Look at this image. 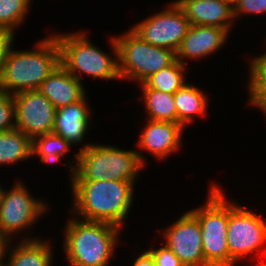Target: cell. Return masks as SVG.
Returning <instances> with one entry per match:
<instances>
[{"label": "cell", "mask_w": 266, "mask_h": 266, "mask_svg": "<svg viewBox=\"0 0 266 266\" xmlns=\"http://www.w3.org/2000/svg\"><path fill=\"white\" fill-rule=\"evenodd\" d=\"M137 181L73 180L69 213L88 220L116 225L124 230L132 213ZM135 188V189H134ZM73 202V203H72Z\"/></svg>", "instance_id": "1"}, {"label": "cell", "mask_w": 266, "mask_h": 266, "mask_svg": "<svg viewBox=\"0 0 266 266\" xmlns=\"http://www.w3.org/2000/svg\"><path fill=\"white\" fill-rule=\"evenodd\" d=\"M64 225L63 253L68 266H109L124 230L116 225L70 215ZM116 248V249H115Z\"/></svg>", "instance_id": "2"}, {"label": "cell", "mask_w": 266, "mask_h": 266, "mask_svg": "<svg viewBox=\"0 0 266 266\" xmlns=\"http://www.w3.org/2000/svg\"><path fill=\"white\" fill-rule=\"evenodd\" d=\"M60 64V47L53 34L37 41L34 49L9 50L0 78V92L15 95L38 90Z\"/></svg>", "instance_id": "3"}, {"label": "cell", "mask_w": 266, "mask_h": 266, "mask_svg": "<svg viewBox=\"0 0 266 266\" xmlns=\"http://www.w3.org/2000/svg\"><path fill=\"white\" fill-rule=\"evenodd\" d=\"M52 33L60 47V64L82 82L86 76L105 81H119L118 48L114 35L110 38V53L90 40L86 30ZM113 54V55H112ZM86 75V76H84Z\"/></svg>", "instance_id": "4"}, {"label": "cell", "mask_w": 266, "mask_h": 266, "mask_svg": "<svg viewBox=\"0 0 266 266\" xmlns=\"http://www.w3.org/2000/svg\"><path fill=\"white\" fill-rule=\"evenodd\" d=\"M118 145L92 143L85 150L76 152L72 160H66L69 181L73 180H120L138 181L146 169L136 150ZM75 157V158H74Z\"/></svg>", "instance_id": "5"}, {"label": "cell", "mask_w": 266, "mask_h": 266, "mask_svg": "<svg viewBox=\"0 0 266 266\" xmlns=\"http://www.w3.org/2000/svg\"><path fill=\"white\" fill-rule=\"evenodd\" d=\"M205 203L189 211L198 219L205 261L210 266H230L227 242L228 198L221 184L211 183Z\"/></svg>", "instance_id": "6"}, {"label": "cell", "mask_w": 266, "mask_h": 266, "mask_svg": "<svg viewBox=\"0 0 266 266\" xmlns=\"http://www.w3.org/2000/svg\"><path fill=\"white\" fill-rule=\"evenodd\" d=\"M118 35H114V38L121 80L143 83L152 74L176 61V52L143 41L130 28Z\"/></svg>", "instance_id": "7"}, {"label": "cell", "mask_w": 266, "mask_h": 266, "mask_svg": "<svg viewBox=\"0 0 266 266\" xmlns=\"http://www.w3.org/2000/svg\"><path fill=\"white\" fill-rule=\"evenodd\" d=\"M19 179V180H18ZM14 179V184L10 188H4L0 201V232L8 240H16L19 236L21 240H34L40 235L26 237L20 234L32 231L39 219L50 211L46 199L37 198L32 195L25 182L20 178ZM29 230V231H28ZM18 235V236H17Z\"/></svg>", "instance_id": "8"}, {"label": "cell", "mask_w": 266, "mask_h": 266, "mask_svg": "<svg viewBox=\"0 0 266 266\" xmlns=\"http://www.w3.org/2000/svg\"><path fill=\"white\" fill-rule=\"evenodd\" d=\"M239 204L228 199L226 236L230 266H236L239 263L243 265L241 262L248 258L250 261L263 258L266 251V218L264 220V215H258L253 209Z\"/></svg>", "instance_id": "9"}, {"label": "cell", "mask_w": 266, "mask_h": 266, "mask_svg": "<svg viewBox=\"0 0 266 266\" xmlns=\"http://www.w3.org/2000/svg\"><path fill=\"white\" fill-rule=\"evenodd\" d=\"M166 4L163 10L133 23L129 28L143 41L177 52L191 24L176 1Z\"/></svg>", "instance_id": "10"}, {"label": "cell", "mask_w": 266, "mask_h": 266, "mask_svg": "<svg viewBox=\"0 0 266 266\" xmlns=\"http://www.w3.org/2000/svg\"><path fill=\"white\" fill-rule=\"evenodd\" d=\"M159 235L185 266H210L203 254L199 221L189 210L162 228Z\"/></svg>", "instance_id": "11"}, {"label": "cell", "mask_w": 266, "mask_h": 266, "mask_svg": "<svg viewBox=\"0 0 266 266\" xmlns=\"http://www.w3.org/2000/svg\"><path fill=\"white\" fill-rule=\"evenodd\" d=\"M13 99L16 129L31 140L53 131L57 109L39 90L17 93Z\"/></svg>", "instance_id": "12"}, {"label": "cell", "mask_w": 266, "mask_h": 266, "mask_svg": "<svg viewBox=\"0 0 266 266\" xmlns=\"http://www.w3.org/2000/svg\"><path fill=\"white\" fill-rule=\"evenodd\" d=\"M145 120L143 122L146 123H143L136 143L138 147L136 149H139L136 152L144 166L148 163L145 155L147 153L148 155L151 153V157L156 158L155 160L165 161L170 155L181 151L186 128L172 122Z\"/></svg>", "instance_id": "13"}, {"label": "cell", "mask_w": 266, "mask_h": 266, "mask_svg": "<svg viewBox=\"0 0 266 266\" xmlns=\"http://www.w3.org/2000/svg\"><path fill=\"white\" fill-rule=\"evenodd\" d=\"M229 32L216 26L190 25L176 52V60L189 67L192 61L207 59L228 43Z\"/></svg>", "instance_id": "14"}, {"label": "cell", "mask_w": 266, "mask_h": 266, "mask_svg": "<svg viewBox=\"0 0 266 266\" xmlns=\"http://www.w3.org/2000/svg\"><path fill=\"white\" fill-rule=\"evenodd\" d=\"M86 95L77 103L61 107L56 110L53 131L63 137L72 147L79 146L77 152L85 150L92 143H83L85 136L92 126V108ZM89 102V103H88ZM91 124V125H90ZM90 127V128H89Z\"/></svg>", "instance_id": "15"}, {"label": "cell", "mask_w": 266, "mask_h": 266, "mask_svg": "<svg viewBox=\"0 0 266 266\" xmlns=\"http://www.w3.org/2000/svg\"><path fill=\"white\" fill-rule=\"evenodd\" d=\"M174 1L184 10L191 25L216 26L224 28L230 33L234 28V24H236L231 0Z\"/></svg>", "instance_id": "16"}, {"label": "cell", "mask_w": 266, "mask_h": 266, "mask_svg": "<svg viewBox=\"0 0 266 266\" xmlns=\"http://www.w3.org/2000/svg\"><path fill=\"white\" fill-rule=\"evenodd\" d=\"M84 83L69 73L61 64L41 83L38 90L56 107L82 100L88 92Z\"/></svg>", "instance_id": "17"}, {"label": "cell", "mask_w": 266, "mask_h": 266, "mask_svg": "<svg viewBox=\"0 0 266 266\" xmlns=\"http://www.w3.org/2000/svg\"><path fill=\"white\" fill-rule=\"evenodd\" d=\"M46 239H20L14 244L10 240L5 248L4 259L10 266H53L55 249L49 238Z\"/></svg>", "instance_id": "18"}, {"label": "cell", "mask_w": 266, "mask_h": 266, "mask_svg": "<svg viewBox=\"0 0 266 266\" xmlns=\"http://www.w3.org/2000/svg\"><path fill=\"white\" fill-rule=\"evenodd\" d=\"M174 101L177 111V124L184 128L193 125V120L198 116L205 118L208 115V93L192 82L185 83L174 93Z\"/></svg>", "instance_id": "19"}, {"label": "cell", "mask_w": 266, "mask_h": 266, "mask_svg": "<svg viewBox=\"0 0 266 266\" xmlns=\"http://www.w3.org/2000/svg\"><path fill=\"white\" fill-rule=\"evenodd\" d=\"M140 86V99L143 102L146 119L177 123V111L174 94L150 89L144 82Z\"/></svg>", "instance_id": "20"}, {"label": "cell", "mask_w": 266, "mask_h": 266, "mask_svg": "<svg viewBox=\"0 0 266 266\" xmlns=\"http://www.w3.org/2000/svg\"><path fill=\"white\" fill-rule=\"evenodd\" d=\"M32 159V140L19 129L0 133V166H12Z\"/></svg>", "instance_id": "21"}, {"label": "cell", "mask_w": 266, "mask_h": 266, "mask_svg": "<svg viewBox=\"0 0 266 266\" xmlns=\"http://www.w3.org/2000/svg\"><path fill=\"white\" fill-rule=\"evenodd\" d=\"M266 39V38H265ZM266 42V40H265ZM264 53L251 56L248 59V79H247V103L249 107L258 108L266 118V50ZM251 105V106H250Z\"/></svg>", "instance_id": "22"}, {"label": "cell", "mask_w": 266, "mask_h": 266, "mask_svg": "<svg viewBox=\"0 0 266 266\" xmlns=\"http://www.w3.org/2000/svg\"><path fill=\"white\" fill-rule=\"evenodd\" d=\"M72 146L60 135L51 132L41 135L32 140V158H39L40 163L59 164L63 162V157L67 158V153L71 152ZM63 159V160H62Z\"/></svg>", "instance_id": "23"}, {"label": "cell", "mask_w": 266, "mask_h": 266, "mask_svg": "<svg viewBox=\"0 0 266 266\" xmlns=\"http://www.w3.org/2000/svg\"><path fill=\"white\" fill-rule=\"evenodd\" d=\"M190 67L176 60L170 66L152 74L144 83L150 88L169 94H174L187 83V72Z\"/></svg>", "instance_id": "24"}, {"label": "cell", "mask_w": 266, "mask_h": 266, "mask_svg": "<svg viewBox=\"0 0 266 266\" xmlns=\"http://www.w3.org/2000/svg\"><path fill=\"white\" fill-rule=\"evenodd\" d=\"M33 0H0V30L16 35L17 29L27 21Z\"/></svg>", "instance_id": "25"}, {"label": "cell", "mask_w": 266, "mask_h": 266, "mask_svg": "<svg viewBox=\"0 0 266 266\" xmlns=\"http://www.w3.org/2000/svg\"><path fill=\"white\" fill-rule=\"evenodd\" d=\"M266 14V0H234L233 1V15L235 21L240 17L246 16L256 17Z\"/></svg>", "instance_id": "26"}, {"label": "cell", "mask_w": 266, "mask_h": 266, "mask_svg": "<svg viewBox=\"0 0 266 266\" xmlns=\"http://www.w3.org/2000/svg\"><path fill=\"white\" fill-rule=\"evenodd\" d=\"M15 128L13 95L0 92V133Z\"/></svg>", "instance_id": "27"}, {"label": "cell", "mask_w": 266, "mask_h": 266, "mask_svg": "<svg viewBox=\"0 0 266 266\" xmlns=\"http://www.w3.org/2000/svg\"><path fill=\"white\" fill-rule=\"evenodd\" d=\"M146 250L154 259L155 266H185L164 243H162L160 247L156 245V248L151 245L149 248H146Z\"/></svg>", "instance_id": "28"}, {"label": "cell", "mask_w": 266, "mask_h": 266, "mask_svg": "<svg viewBox=\"0 0 266 266\" xmlns=\"http://www.w3.org/2000/svg\"><path fill=\"white\" fill-rule=\"evenodd\" d=\"M15 36L11 32L0 30V78L9 50L15 43Z\"/></svg>", "instance_id": "29"}, {"label": "cell", "mask_w": 266, "mask_h": 266, "mask_svg": "<svg viewBox=\"0 0 266 266\" xmlns=\"http://www.w3.org/2000/svg\"><path fill=\"white\" fill-rule=\"evenodd\" d=\"M132 266H155L154 259L152 258L151 254L145 249L142 250L141 253L137 255Z\"/></svg>", "instance_id": "30"}, {"label": "cell", "mask_w": 266, "mask_h": 266, "mask_svg": "<svg viewBox=\"0 0 266 266\" xmlns=\"http://www.w3.org/2000/svg\"><path fill=\"white\" fill-rule=\"evenodd\" d=\"M7 242L8 240L0 232V260L4 259Z\"/></svg>", "instance_id": "31"}, {"label": "cell", "mask_w": 266, "mask_h": 266, "mask_svg": "<svg viewBox=\"0 0 266 266\" xmlns=\"http://www.w3.org/2000/svg\"><path fill=\"white\" fill-rule=\"evenodd\" d=\"M246 261L248 262V264L249 263H252L253 264V265H247V266H266V259H264V258H260V259H256V260L254 259V261H253L254 263L253 262H249V260H245V262ZM236 266H240V265L237 264Z\"/></svg>", "instance_id": "32"}, {"label": "cell", "mask_w": 266, "mask_h": 266, "mask_svg": "<svg viewBox=\"0 0 266 266\" xmlns=\"http://www.w3.org/2000/svg\"><path fill=\"white\" fill-rule=\"evenodd\" d=\"M0 266H10V264L5 259H2L0 260Z\"/></svg>", "instance_id": "33"}, {"label": "cell", "mask_w": 266, "mask_h": 266, "mask_svg": "<svg viewBox=\"0 0 266 266\" xmlns=\"http://www.w3.org/2000/svg\"><path fill=\"white\" fill-rule=\"evenodd\" d=\"M3 186L4 185L0 182V201H1V196H2L3 190H4Z\"/></svg>", "instance_id": "34"}, {"label": "cell", "mask_w": 266, "mask_h": 266, "mask_svg": "<svg viewBox=\"0 0 266 266\" xmlns=\"http://www.w3.org/2000/svg\"><path fill=\"white\" fill-rule=\"evenodd\" d=\"M263 258H264V259H266V251H265V253H264V256H263Z\"/></svg>", "instance_id": "35"}]
</instances>
